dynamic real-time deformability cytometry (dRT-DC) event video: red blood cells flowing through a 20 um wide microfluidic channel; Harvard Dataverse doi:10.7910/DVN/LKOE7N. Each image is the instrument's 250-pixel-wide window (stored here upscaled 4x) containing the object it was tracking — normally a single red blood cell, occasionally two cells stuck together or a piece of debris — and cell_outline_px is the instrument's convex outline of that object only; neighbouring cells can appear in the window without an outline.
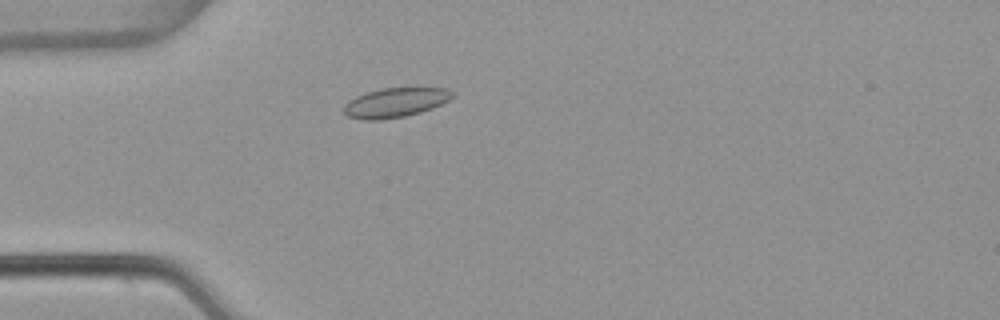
{"species": "common noctule bat (a hibernating species)", "species_latin": "Nyctalus noctula", "temperature_condition": "warm", "stored_images_in_passage": 4, "camera_frame_rate_fps": 3000, "um_per_image_px": 0.085, "animal": {"sex": "female", "body_mass_g": 22.7, "forearm_length_mm": 54.2}, "frame": {"image": 1, "passage_image": 4, "time_ms": 1.0, "image_size_px": [1000, 320], "cell_outline_px": [[452, 96], [448, 100], [432, 108], [420, 112], [404, 116], [380, 120], [364, 120], [348, 116], [344, 112], [344, 104], [348, 100], [356, 96], [380, 88], [448, 88], [452, 92]], "centroid_in_image_um": [33.56, 8.72], "position_along_channel_um": 51.4, "area_um2": 18.44}}